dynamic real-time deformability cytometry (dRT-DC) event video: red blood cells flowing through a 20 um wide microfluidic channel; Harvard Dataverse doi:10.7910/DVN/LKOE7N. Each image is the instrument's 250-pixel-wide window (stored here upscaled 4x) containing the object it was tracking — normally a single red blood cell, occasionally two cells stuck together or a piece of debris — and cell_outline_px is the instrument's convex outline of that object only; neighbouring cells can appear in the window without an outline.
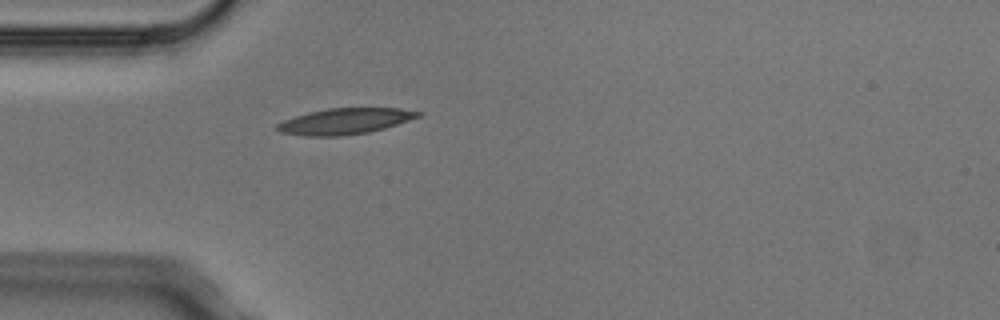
{"species": "Egyptian fruit bat (a non-hibernating species)", "species_latin": "Rousettus aegyptiacus", "temperature_condition": "cold", "stored_images_in_passage": 5, "camera_frame_rate_fps": 3000, "um_per_image_px": 0.085, "animal": {"sex": "male"}, "frame": {"image": 1, "passage_image": 5, "time_ms": 1.333, "image_size_px": [1000, 320], "cell_outline_px": [[424, 116], [384, 128], [368, 132], [344, 136], [304, 136], [280, 132], [276, 128], [276, 124], [284, 120], [308, 112], [328, 108], [400, 108], [424, 112]], "centroid_in_image_um": [29.37, 10.3], "position_along_channel_um": 55.6, "area_um2": 21.5}}